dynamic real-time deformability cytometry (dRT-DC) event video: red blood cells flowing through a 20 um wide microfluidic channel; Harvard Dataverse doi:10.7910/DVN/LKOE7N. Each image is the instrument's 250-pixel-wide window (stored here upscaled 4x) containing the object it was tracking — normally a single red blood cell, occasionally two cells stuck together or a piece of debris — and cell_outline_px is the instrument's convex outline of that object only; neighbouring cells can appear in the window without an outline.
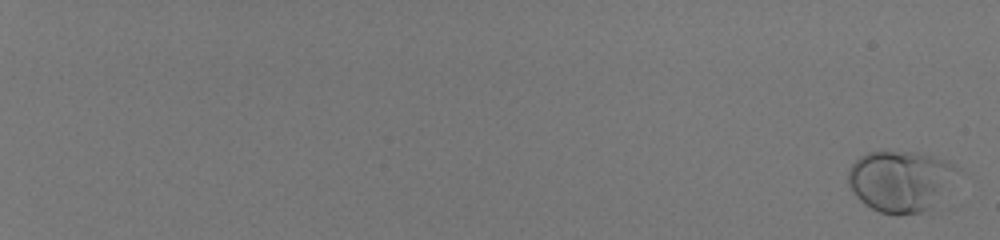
{"species": "human", "species_latin": "Homo sapiens", "temperature_condition": "room temperature", "stored_images_in_passage": 43, "camera_frame_rate_fps": 3000, "um_per_image_px": 0.085, "donor": {"sex": "male"}, "frame": {"image": 1, "passage_image": 3, "time_ms": 0.667, "image_size_px": [1000, 240], "cell_outline_px": [[956, 168], [928, 208], [920, 212], [896, 216], [880, 212], [864, 204], [856, 196], [848, 184], [848, 168], [860, 156], [868, 152], [916, 152], [948, 160], [956, 164]], "centroid_in_image_um": [76.39, 15.36], "position_along_channel_um": 8.6, "area_um2": 37.51}}
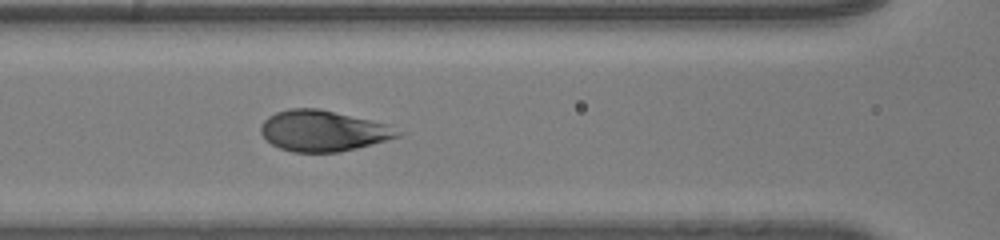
{"frame": {"image": 2, "passage_image": 35, "time_ms": 11.333, "image_size_px": [1000, 240], "cell_outline_px": [[404, 136], [340, 152], [292, 152], [280, 148], [272, 144], [260, 132], [260, 128], [264, 120], [268, 116], [276, 112], [288, 108], [320, 108], [388, 124], [404, 132]], "centroid_in_image_um": [27.5, 11.11], "position_along_channel_um": 139.1, "area_um2": 32.83}}
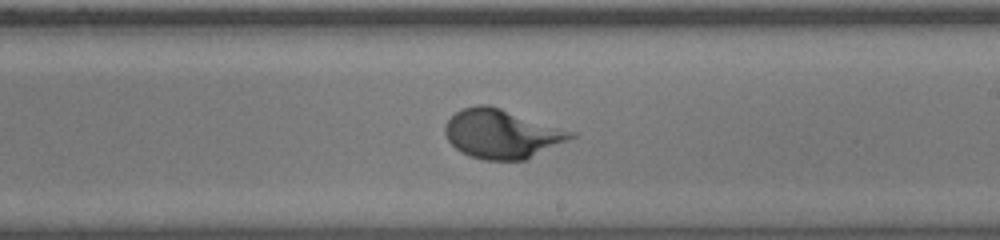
{"frame": {"image": 3, "passage_image": 43, "time_ms": 14.0, "image_size_px": [1000, 240], "cell_outline_px": [[576, 136], [524, 160], [484, 160], [468, 156], [460, 152], [448, 140], [444, 132], [444, 128], [448, 120], [456, 112], [464, 108], [476, 104], [488, 104], [576, 132]], "centroid_in_image_um": [42.62, 11.37], "position_along_channel_um": 246.4, "area_um2": 35.72}}